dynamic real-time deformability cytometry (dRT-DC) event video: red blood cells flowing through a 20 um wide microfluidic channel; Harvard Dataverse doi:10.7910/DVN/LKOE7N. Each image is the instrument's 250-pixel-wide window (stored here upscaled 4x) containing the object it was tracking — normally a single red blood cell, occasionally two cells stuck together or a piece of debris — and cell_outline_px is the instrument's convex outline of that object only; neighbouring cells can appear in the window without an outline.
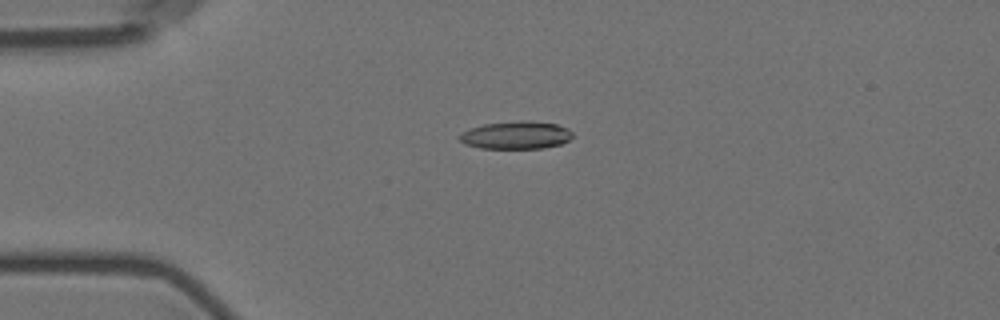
{"species": "Egyptian fruit bat (a non-hibernating species)", "species_latin": "Rousettus aegyptiacus", "temperature_condition": "room temperature", "stored_images_in_passage": 2, "camera_frame_rate_fps": 3000, "um_per_image_px": 0.085, "animal": {"sex": "female"}, "frame": {"image": 1, "passage_image": 2, "time_ms": 1.0, "image_size_px": [1000, 320], "cell_outline_px": [[572, 136], [568, 140], [560, 144], [544, 148], [480, 148], [464, 144], [460, 140], [460, 136], [464, 132], [472, 128], [484, 124], [520, 120], [556, 124], [568, 128], [572, 132]], "centroid_in_image_um": [43.88, 11.49], "position_along_channel_um": 41.1, "area_um2": 18.03}}